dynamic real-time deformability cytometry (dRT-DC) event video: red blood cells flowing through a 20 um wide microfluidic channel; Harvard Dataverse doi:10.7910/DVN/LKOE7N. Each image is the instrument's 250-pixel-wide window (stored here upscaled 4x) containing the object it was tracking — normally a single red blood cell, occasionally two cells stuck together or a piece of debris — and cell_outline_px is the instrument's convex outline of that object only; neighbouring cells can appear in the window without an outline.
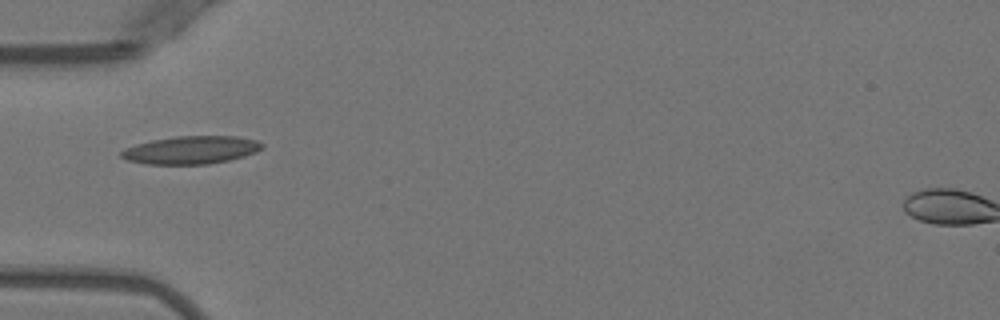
{"species": "Egyptian fruit bat (a non-hibernating species)", "species_latin": "Rousettus aegyptiacus", "temperature_condition": "warm", "stored_images_in_passage": 2, "camera_frame_rate_fps": 3000, "um_per_image_px": 0.085, "animal": {"sex": "female"}, "frame": {"image": 1, "passage_image": 2, "time_ms": 1.333, "image_size_px": [1000, 320], "cell_outline_px": [[264, 148], [256, 152], [244, 156], [228, 160], [208, 164], [148, 164], [128, 160], [120, 156], [120, 152], [124, 148], [136, 144], [152, 140], [176, 136], [236, 136], [256, 140], [264, 144]], "centroid_in_image_um": [16.25, 12.74], "position_along_channel_um": 68.7, "area_um2": 22.89}}